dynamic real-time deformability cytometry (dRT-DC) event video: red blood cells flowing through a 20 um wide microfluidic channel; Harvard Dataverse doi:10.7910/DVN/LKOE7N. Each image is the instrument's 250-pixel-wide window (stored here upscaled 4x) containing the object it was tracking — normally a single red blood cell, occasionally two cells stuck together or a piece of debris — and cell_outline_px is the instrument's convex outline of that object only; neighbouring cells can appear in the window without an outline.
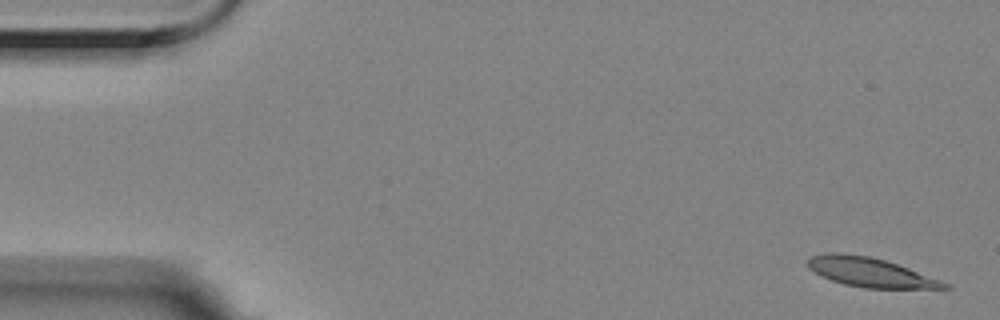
{"species": "Egyptian fruit bat (a non-hibernating species)", "species_latin": "Rousettus aegyptiacus", "temperature_condition": "room temperature", "stored_images_in_passage": 5, "camera_frame_rate_fps": 3000, "um_per_image_px": 0.085, "animal": {"sex": "female"}, "frame": {"image": 1, "passage_image": 1, "time_ms": 0.0, "image_size_px": [1000, 320], "cell_outline_px": [[952, 288], [864, 288], [844, 284], [820, 276], [808, 268], [808, 256], [828, 252], [836, 252], [872, 256], [908, 268], [940, 280], [948, 284]], "centroid_in_image_um": [73.89, 23.13], "position_along_channel_um": 11.1, "area_um2": 23.18}}
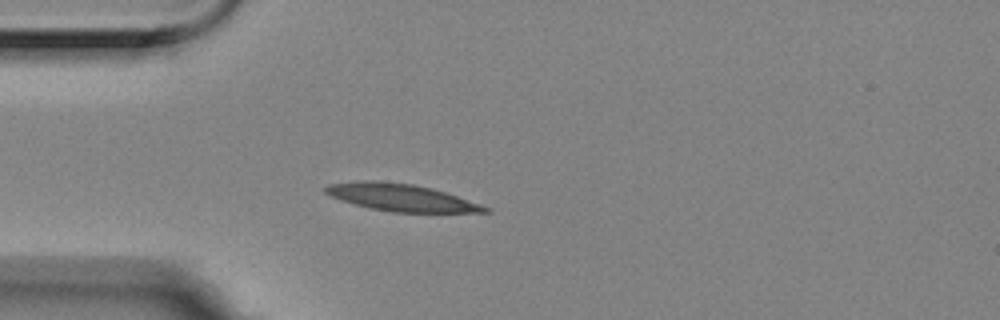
{"frame": {"image": 2, "passage_image": 5, "time_ms": 1.333, "image_size_px": [1000, 320], "cell_outline_px": [[492, 212], [392, 212], [372, 208], [356, 204], [332, 196], [324, 192], [324, 188], [328, 184], [364, 180], [372, 180], [412, 184], [432, 188], [492, 208]], "centroid_in_image_um": [34.12, 16.78], "position_along_channel_um": 50.9, "area_um2": 24.8}}